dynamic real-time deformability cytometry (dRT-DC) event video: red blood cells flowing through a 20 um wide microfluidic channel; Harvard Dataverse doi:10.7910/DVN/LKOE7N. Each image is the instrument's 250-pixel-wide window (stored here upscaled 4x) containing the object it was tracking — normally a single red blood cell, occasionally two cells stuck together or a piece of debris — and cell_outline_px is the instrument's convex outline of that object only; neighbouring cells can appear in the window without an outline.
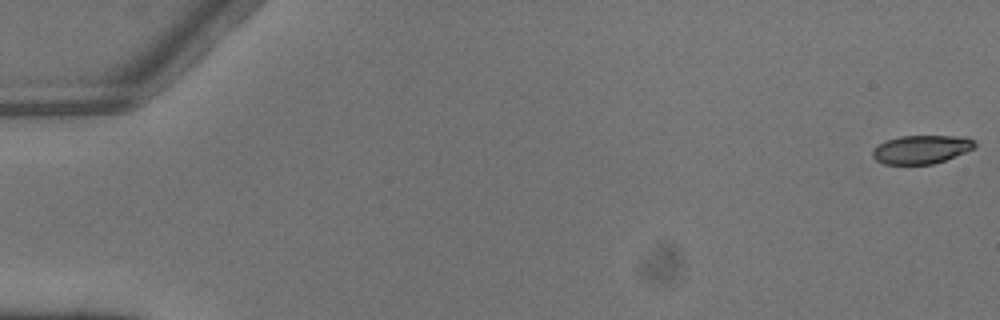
{"species": "common noctule bat (a hibernating species)", "species_latin": "Nyctalus noctula", "temperature_condition": "warm", "stored_images_in_passage": 4, "camera_frame_rate_fps": 3000, "um_per_image_px": 0.085, "animal": {"sex": "male", "body_mass_g": 13.3}, "frame": {"image": 1, "passage_image": 1, "time_ms": 0.0, "image_size_px": [1000, 320], "cell_outline_px": [[976, 148], [944, 160], [932, 164], [884, 164], [876, 160], [872, 156], [872, 152], [880, 144], [888, 140], [900, 136], [964, 136], [972, 140], [976, 144]], "centroid_in_image_um": [78.34, 12.7], "position_along_channel_um": 6.7, "area_um2": 16.76}}
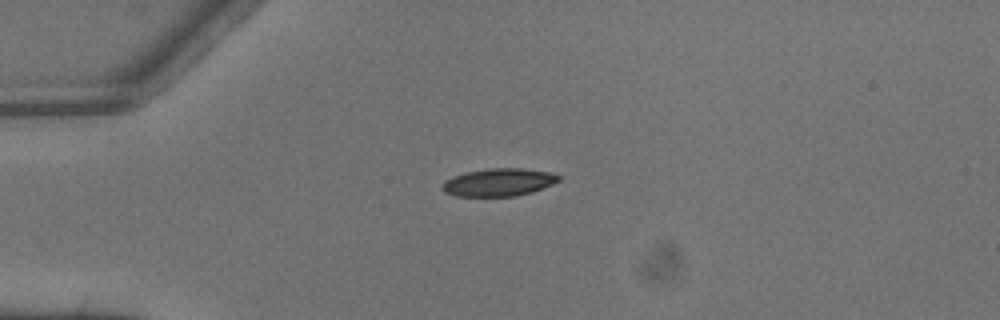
{"frame": {"image": 2, "passage_image": 4, "time_ms": 1.0, "image_size_px": [1000, 320], "cell_outline_px": [[560, 180], [552, 184], [532, 192], [516, 196], [456, 196], [444, 192], [440, 188], [444, 180], [452, 176], [464, 172], [488, 168], [520, 168], [552, 172], [560, 176]], "centroid_in_image_um": [42.35, 15.49], "position_along_channel_um": 42.6, "area_um2": 19.02}}